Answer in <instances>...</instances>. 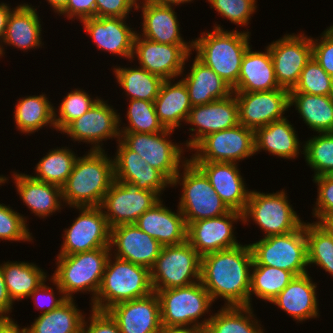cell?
Instances as JSON below:
<instances>
[{"label": "cell", "mask_w": 333, "mask_h": 333, "mask_svg": "<svg viewBox=\"0 0 333 333\" xmlns=\"http://www.w3.org/2000/svg\"><path fill=\"white\" fill-rule=\"evenodd\" d=\"M253 256L249 245L211 252L201 257L200 281L213 302L226 300L225 306H249Z\"/></svg>", "instance_id": "cell-1"}, {"label": "cell", "mask_w": 333, "mask_h": 333, "mask_svg": "<svg viewBox=\"0 0 333 333\" xmlns=\"http://www.w3.org/2000/svg\"><path fill=\"white\" fill-rule=\"evenodd\" d=\"M114 181L113 159L104 150H89L77 157L62 186V199L70 207H99Z\"/></svg>", "instance_id": "cell-2"}, {"label": "cell", "mask_w": 333, "mask_h": 333, "mask_svg": "<svg viewBox=\"0 0 333 333\" xmlns=\"http://www.w3.org/2000/svg\"><path fill=\"white\" fill-rule=\"evenodd\" d=\"M206 33L192 40V49L197 53L195 57L233 88L240 75L244 54L250 46L249 32H228L216 24L212 32Z\"/></svg>", "instance_id": "cell-3"}, {"label": "cell", "mask_w": 333, "mask_h": 333, "mask_svg": "<svg viewBox=\"0 0 333 333\" xmlns=\"http://www.w3.org/2000/svg\"><path fill=\"white\" fill-rule=\"evenodd\" d=\"M111 257L107 260L91 309L106 311L117 303L142 298L154 292L148 268L116 257H113L114 262Z\"/></svg>", "instance_id": "cell-4"}, {"label": "cell", "mask_w": 333, "mask_h": 333, "mask_svg": "<svg viewBox=\"0 0 333 333\" xmlns=\"http://www.w3.org/2000/svg\"><path fill=\"white\" fill-rule=\"evenodd\" d=\"M110 247L72 255L57 256V268L51 281L59 294L72 299L73 292H93L92 302L99 290L106 263L111 253ZM111 253V254H110Z\"/></svg>", "instance_id": "cell-5"}, {"label": "cell", "mask_w": 333, "mask_h": 333, "mask_svg": "<svg viewBox=\"0 0 333 333\" xmlns=\"http://www.w3.org/2000/svg\"><path fill=\"white\" fill-rule=\"evenodd\" d=\"M182 167H184L183 176L179 172L171 182V186L182 183V195L178 208L184 216L186 225L203 219L219 217L230 211L205 174L190 159H187ZM181 176L182 178H180ZM180 181L182 182L180 183Z\"/></svg>", "instance_id": "cell-6"}, {"label": "cell", "mask_w": 333, "mask_h": 333, "mask_svg": "<svg viewBox=\"0 0 333 333\" xmlns=\"http://www.w3.org/2000/svg\"><path fill=\"white\" fill-rule=\"evenodd\" d=\"M249 246L253 256L252 266L284 269L294 276L308 273L305 223L295 231L264 237Z\"/></svg>", "instance_id": "cell-7"}, {"label": "cell", "mask_w": 333, "mask_h": 333, "mask_svg": "<svg viewBox=\"0 0 333 333\" xmlns=\"http://www.w3.org/2000/svg\"><path fill=\"white\" fill-rule=\"evenodd\" d=\"M160 301L162 327L196 326L205 328L208 319L198 322L212 306V298L201 281L186 287L154 291Z\"/></svg>", "instance_id": "cell-8"}, {"label": "cell", "mask_w": 333, "mask_h": 333, "mask_svg": "<svg viewBox=\"0 0 333 333\" xmlns=\"http://www.w3.org/2000/svg\"><path fill=\"white\" fill-rule=\"evenodd\" d=\"M201 256L186 241L163 246L151 273L153 291L186 287L200 281Z\"/></svg>", "instance_id": "cell-9"}, {"label": "cell", "mask_w": 333, "mask_h": 333, "mask_svg": "<svg viewBox=\"0 0 333 333\" xmlns=\"http://www.w3.org/2000/svg\"><path fill=\"white\" fill-rule=\"evenodd\" d=\"M286 194L283 190L268 194L250 190L243 222L251 218L265 232V238L297 230L304 222L290 205Z\"/></svg>", "instance_id": "cell-10"}, {"label": "cell", "mask_w": 333, "mask_h": 333, "mask_svg": "<svg viewBox=\"0 0 333 333\" xmlns=\"http://www.w3.org/2000/svg\"><path fill=\"white\" fill-rule=\"evenodd\" d=\"M174 130L165 129L158 133L120 132V141L131 151L138 153L147 164L159 170L170 182L179 173L182 147L170 140Z\"/></svg>", "instance_id": "cell-11"}, {"label": "cell", "mask_w": 333, "mask_h": 333, "mask_svg": "<svg viewBox=\"0 0 333 333\" xmlns=\"http://www.w3.org/2000/svg\"><path fill=\"white\" fill-rule=\"evenodd\" d=\"M192 149V162H233L255 154L254 130L241 124L202 138Z\"/></svg>", "instance_id": "cell-12"}, {"label": "cell", "mask_w": 333, "mask_h": 333, "mask_svg": "<svg viewBox=\"0 0 333 333\" xmlns=\"http://www.w3.org/2000/svg\"><path fill=\"white\" fill-rule=\"evenodd\" d=\"M159 197L157 192L141 190L136 184L114 180L100 207L104 209L112 229L119 225L135 224L145 211L161 200Z\"/></svg>", "instance_id": "cell-13"}, {"label": "cell", "mask_w": 333, "mask_h": 333, "mask_svg": "<svg viewBox=\"0 0 333 333\" xmlns=\"http://www.w3.org/2000/svg\"><path fill=\"white\" fill-rule=\"evenodd\" d=\"M80 215L73 220L72 226L65 229L64 239L58 256L72 255L109 247L110 227L99 207H77Z\"/></svg>", "instance_id": "cell-14"}, {"label": "cell", "mask_w": 333, "mask_h": 333, "mask_svg": "<svg viewBox=\"0 0 333 333\" xmlns=\"http://www.w3.org/2000/svg\"><path fill=\"white\" fill-rule=\"evenodd\" d=\"M192 45H171L156 43L139 36L134 38L133 58L136 55L139 67L158 75L163 80L182 76L185 61L192 51Z\"/></svg>", "instance_id": "cell-15"}, {"label": "cell", "mask_w": 333, "mask_h": 333, "mask_svg": "<svg viewBox=\"0 0 333 333\" xmlns=\"http://www.w3.org/2000/svg\"><path fill=\"white\" fill-rule=\"evenodd\" d=\"M268 49L277 83L290 91L297 84L306 63L312 58L311 38L304 36V33L286 34L268 45Z\"/></svg>", "instance_id": "cell-16"}, {"label": "cell", "mask_w": 333, "mask_h": 333, "mask_svg": "<svg viewBox=\"0 0 333 333\" xmlns=\"http://www.w3.org/2000/svg\"><path fill=\"white\" fill-rule=\"evenodd\" d=\"M238 103L239 124L256 130L285 118L289 108V90L233 92Z\"/></svg>", "instance_id": "cell-17"}, {"label": "cell", "mask_w": 333, "mask_h": 333, "mask_svg": "<svg viewBox=\"0 0 333 333\" xmlns=\"http://www.w3.org/2000/svg\"><path fill=\"white\" fill-rule=\"evenodd\" d=\"M120 116L105 101L99 99L85 114L72 121L61 133L75 141L93 145L90 150H103L100 141L110 138L120 140ZM120 121V122H119Z\"/></svg>", "instance_id": "cell-18"}, {"label": "cell", "mask_w": 333, "mask_h": 333, "mask_svg": "<svg viewBox=\"0 0 333 333\" xmlns=\"http://www.w3.org/2000/svg\"><path fill=\"white\" fill-rule=\"evenodd\" d=\"M243 221V213L230 210L219 217L191 222L187 225V242L202 257L211 252L240 245L235 239L233 222Z\"/></svg>", "instance_id": "cell-19"}, {"label": "cell", "mask_w": 333, "mask_h": 333, "mask_svg": "<svg viewBox=\"0 0 333 333\" xmlns=\"http://www.w3.org/2000/svg\"><path fill=\"white\" fill-rule=\"evenodd\" d=\"M120 333H161L160 301L156 292L117 303L106 310Z\"/></svg>", "instance_id": "cell-20"}, {"label": "cell", "mask_w": 333, "mask_h": 333, "mask_svg": "<svg viewBox=\"0 0 333 333\" xmlns=\"http://www.w3.org/2000/svg\"><path fill=\"white\" fill-rule=\"evenodd\" d=\"M186 122L195 126L189 130L196 132V134L191 135L192 138L189 141H186V146L190 150L206 135L235 127L239 124L238 103L235 94L208 104L193 106Z\"/></svg>", "instance_id": "cell-21"}, {"label": "cell", "mask_w": 333, "mask_h": 333, "mask_svg": "<svg viewBox=\"0 0 333 333\" xmlns=\"http://www.w3.org/2000/svg\"><path fill=\"white\" fill-rule=\"evenodd\" d=\"M116 247L114 257L152 269L162 245L135 224H124L110 229V249Z\"/></svg>", "instance_id": "cell-22"}, {"label": "cell", "mask_w": 333, "mask_h": 333, "mask_svg": "<svg viewBox=\"0 0 333 333\" xmlns=\"http://www.w3.org/2000/svg\"><path fill=\"white\" fill-rule=\"evenodd\" d=\"M208 178L211 186L230 210L243 213L249 193L237 163L193 162Z\"/></svg>", "instance_id": "cell-23"}, {"label": "cell", "mask_w": 333, "mask_h": 333, "mask_svg": "<svg viewBox=\"0 0 333 333\" xmlns=\"http://www.w3.org/2000/svg\"><path fill=\"white\" fill-rule=\"evenodd\" d=\"M116 157L113 159L114 180L136 184L141 190L161 195L171 182L156 168L150 166L136 152L129 150L118 140Z\"/></svg>", "instance_id": "cell-24"}, {"label": "cell", "mask_w": 333, "mask_h": 333, "mask_svg": "<svg viewBox=\"0 0 333 333\" xmlns=\"http://www.w3.org/2000/svg\"><path fill=\"white\" fill-rule=\"evenodd\" d=\"M126 18L92 17L80 21L86 33L94 39L98 49L133 59V47L136 31L126 25Z\"/></svg>", "instance_id": "cell-25"}, {"label": "cell", "mask_w": 333, "mask_h": 333, "mask_svg": "<svg viewBox=\"0 0 333 333\" xmlns=\"http://www.w3.org/2000/svg\"><path fill=\"white\" fill-rule=\"evenodd\" d=\"M159 201L145 211L135 225L162 246L180 245L187 241V225L179 208L172 212Z\"/></svg>", "instance_id": "cell-26"}, {"label": "cell", "mask_w": 333, "mask_h": 333, "mask_svg": "<svg viewBox=\"0 0 333 333\" xmlns=\"http://www.w3.org/2000/svg\"><path fill=\"white\" fill-rule=\"evenodd\" d=\"M308 274L295 276L271 301L298 322L319 316L317 286Z\"/></svg>", "instance_id": "cell-27"}, {"label": "cell", "mask_w": 333, "mask_h": 333, "mask_svg": "<svg viewBox=\"0 0 333 333\" xmlns=\"http://www.w3.org/2000/svg\"><path fill=\"white\" fill-rule=\"evenodd\" d=\"M142 6L138 3L136 10L142 8V29L140 36L162 44L192 45V41L185 42L180 35L179 22L172 6L155 5L145 0Z\"/></svg>", "instance_id": "cell-28"}, {"label": "cell", "mask_w": 333, "mask_h": 333, "mask_svg": "<svg viewBox=\"0 0 333 333\" xmlns=\"http://www.w3.org/2000/svg\"><path fill=\"white\" fill-rule=\"evenodd\" d=\"M265 52L251 51L244 54L240 75L233 92H260L280 89L275 77L272 57L268 47Z\"/></svg>", "instance_id": "cell-29"}, {"label": "cell", "mask_w": 333, "mask_h": 333, "mask_svg": "<svg viewBox=\"0 0 333 333\" xmlns=\"http://www.w3.org/2000/svg\"><path fill=\"white\" fill-rule=\"evenodd\" d=\"M13 178L20 198L35 215L45 218L63 206L62 187L42 182L25 173L15 172Z\"/></svg>", "instance_id": "cell-30"}, {"label": "cell", "mask_w": 333, "mask_h": 333, "mask_svg": "<svg viewBox=\"0 0 333 333\" xmlns=\"http://www.w3.org/2000/svg\"><path fill=\"white\" fill-rule=\"evenodd\" d=\"M182 81L187 88L192 107L221 100L233 94L232 87L196 57L190 73Z\"/></svg>", "instance_id": "cell-31"}, {"label": "cell", "mask_w": 333, "mask_h": 333, "mask_svg": "<svg viewBox=\"0 0 333 333\" xmlns=\"http://www.w3.org/2000/svg\"><path fill=\"white\" fill-rule=\"evenodd\" d=\"M154 107L158 120L165 129L174 130L181 125V121L186 122L192 105L184 82L180 79L173 84L171 79L164 80Z\"/></svg>", "instance_id": "cell-32"}, {"label": "cell", "mask_w": 333, "mask_h": 333, "mask_svg": "<svg viewBox=\"0 0 333 333\" xmlns=\"http://www.w3.org/2000/svg\"><path fill=\"white\" fill-rule=\"evenodd\" d=\"M36 8L28 4H21L13 8L8 21L6 32L3 38L4 44L28 50L40 47L41 22Z\"/></svg>", "instance_id": "cell-33"}, {"label": "cell", "mask_w": 333, "mask_h": 333, "mask_svg": "<svg viewBox=\"0 0 333 333\" xmlns=\"http://www.w3.org/2000/svg\"><path fill=\"white\" fill-rule=\"evenodd\" d=\"M255 153L266 150L271 155L292 159L298 156L300 141L287 118L273 121L254 131Z\"/></svg>", "instance_id": "cell-34"}, {"label": "cell", "mask_w": 333, "mask_h": 333, "mask_svg": "<svg viewBox=\"0 0 333 333\" xmlns=\"http://www.w3.org/2000/svg\"><path fill=\"white\" fill-rule=\"evenodd\" d=\"M295 106L305 124L317 133L333 132V96L289 92V107Z\"/></svg>", "instance_id": "cell-35"}, {"label": "cell", "mask_w": 333, "mask_h": 333, "mask_svg": "<svg viewBox=\"0 0 333 333\" xmlns=\"http://www.w3.org/2000/svg\"><path fill=\"white\" fill-rule=\"evenodd\" d=\"M55 109L43 93L19 99L14 111L16 128L26 134L38 132L48 124L55 128Z\"/></svg>", "instance_id": "cell-36"}, {"label": "cell", "mask_w": 333, "mask_h": 333, "mask_svg": "<svg viewBox=\"0 0 333 333\" xmlns=\"http://www.w3.org/2000/svg\"><path fill=\"white\" fill-rule=\"evenodd\" d=\"M84 318L73 298H67L58 308L39 315L27 330L28 333H82Z\"/></svg>", "instance_id": "cell-37"}, {"label": "cell", "mask_w": 333, "mask_h": 333, "mask_svg": "<svg viewBox=\"0 0 333 333\" xmlns=\"http://www.w3.org/2000/svg\"><path fill=\"white\" fill-rule=\"evenodd\" d=\"M1 269L5 286L13 302L28 298L47 277V273L34 263L6 262L1 264Z\"/></svg>", "instance_id": "cell-38"}, {"label": "cell", "mask_w": 333, "mask_h": 333, "mask_svg": "<svg viewBox=\"0 0 333 333\" xmlns=\"http://www.w3.org/2000/svg\"><path fill=\"white\" fill-rule=\"evenodd\" d=\"M251 307L224 305L220 311L211 315L206 333H264Z\"/></svg>", "instance_id": "cell-39"}, {"label": "cell", "mask_w": 333, "mask_h": 333, "mask_svg": "<svg viewBox=\"0 0 333 333\" xmlns=\"http://www.w3.org/2000/svg\"><path fill=\"white\" fill-rule=\"evenodd\" d=\"M118 84L131 99H141L154 102L158 96L162 82L158 75L137 68H114Z\"/></svg>", "instance_id": "cell-40"}, {"label": "cell", "mask_w": 333, "mask_h": 333, "mask_svg": "<svg viewBox=\"0 0 333 333\" xmlns=\"http://www.w3.org/2000/svg\"><path fill=\"white\" fill-rule=\"evenodd\" d=\"M308 265L315 264L333 276V229L328 223H306Z\"/></svg>", "instance_id": "cell-41"}, {"label": "cell", "mask_w": 333, "mask_h": 333, "mask_svg": "<svg viewBox=\"0 0 333 333\" xmlns=\"http://www.w3.org/2000/svg\"><path fill=\"white\" fill-rule=\"evenodd\" d=\"M251 272L249 306L252 294L271 302L295 277L287 270L269 266H252Z\"/></svg>", "instance_id": "cell-42"}, {"label": "cell", "mask_w": 333, "mask_h": 333, "mask_svg": "<svg viewBox=\"0 0 333 333\" xmlns=\"http://www.w3.org/2000/svg\"><path fill=\"white\" fill-rule=\"evenodd\" d=\"M76 159L74 152L67 147H57L40 159L35 167L37 175L32 177L62 187L71 174Z\"/></svg>", "instance_id": "cell-43"}, {"label": "cell", "mask_w": 333, "mask_h": 333, "mask_svg": "<svg viewBox=\"0 0 333 333\" xmlns=\"http://www.w3.org/2000/svg\"><path fill=\"white\" fill-rule=\"evenodd\" d=\"M303 154L307 164L314 169V177L333 173V132L320 133L306 141Z\"/></svg>", "instance_id": "cell-44"}, {"label": "cell", "mask_w": 333, "mask_h": 333, "mask_svg": "<svg viewBox=\"0 0 333 333\" xmlns=\"http://www.w3.org/2000/svg\"><path fill=\"white\" fill-rule=\"evenodd\" d=\"M127 120L129 126L123 127L120 132L158 133L165 130L158 120L154 102L141 99L129 100Z\"/></svg>", "instance_id": "cell-45"}, {"label": "cell", "mask_w": 333, "mask_h": 333, "mask_svg": "<svg viewBox=\"0 0 333 333\" xmlns=\"http://www.w3.org/2000/svg\"><path fill=\"white\" fill-rule=\"evenodd\" d=\"M88 93L76 89L64 97L59 107V116L54 112L55 129L62 132L72 121L85 114L97 101ZM58 117V118H57Z\"/></svg>", "instance_id": "cell-46"}, {"label": "cell", "mask_w": 333, "mask_h": 333, "mask_svg": "<svg viewBox=\"0 0 333 333\" xmlns=\"http://www.w3.org/2000/svg\"><path fill=\"white\" fill-rule=\"evenodd\" d=\"M289 92L322 96L331 95V76L312 57L301 71L297 84Z\"/></svg>", "instance_id": "cell-47"}, {"label": "cell", "mask_w": 333, "mask_h": 333, "mask_svg": "<svg viewBox=\"0 0 333 333\" xmlns=\"http://www.w3.org/2000/svg\"><path fill=\"white\" fill-rule=\"evenodd\" d=\"M24 218L9 205L0 204V239L8 241L33 240Z\"/></svg>", "instance_id": "cell-48"}, {"label": "cell", "mask_w": 333, "mask_h": 333, "mask_svg": "<svg viewBox=\"0 0 333 333\" xmlns=\"http://www.w3.org/2000/svg\"><path fill=\"white\" fill-rule=\"evenodd\" d=\"M211 8L234 24L248 25L250 16L256 10V0H208Z\"/></svg>", "instance_id": "cell-49"}, {"label": "cell", "mask_w": 333, "mask_h": 333, "mask_svg": "<svg viewBox=\"0 0 333 333\" xmlns=\"http://www.w3.org/2000/svg\"><path fill=\"white\" fill-rule=\"evenodd\" d=\"M313 181L318 185V196L312 214L318 218L317 223H328L333 219V176H316Z\"/></svg>", "instance_id": "cell-50"}, {"label": "cell", "mask_w": 333, "mask_h": 333, "mask_svg": "<svg viewBox=\"0 0 333 333\" xmlns=\"http://www.w3.org/2000/svg\"><path fill=\"white\" fill-rule=\"evenodd\" d=\"M320 40L311 38L312 57L328 73L333 75V27L326 29Z\"/></svg>", "instance_id": "cell-51"}, {"label": "cell", "mask_w": 333, "mask_h": 333, "mask_svg": "<svg viewBox=\"0 0 333 333\" xmlns=\"http://www.w3.org/2000/svg\"><path fill=\"white\" fill-rule=\"evenodd\" d=\"M137 3L138 0H96V17L127 18Z\"/></svg>", "instance_id": "cell-52"}, {"label": "cell", "mask_w": 333, "mask_h": 333, "mask_svg": "<svg viewBox=\"0 0 333 333\" xmlns=\"http://www.w3.org/2000/svg\"><path fill=\"white\" fill-rule=\"evenodd\" d=\"M91 315L89 326L84 318L82 333H120L117 323L107 311L92 309Z\"/></svg>", "instance_id": "cell-53"}, {"label": "cell", "mask_w": 333, "mask_h": 333, "mask_svg": "<svg viewBox=\"0 0 333 333\" xmlns=\"http://www.w3.org/2000/svg\"><path fill=\"white\" fill-rule=\"evenodd\" d=\"M46 280L40 284L30 295L29 297H32L35 301L36 306L38 309L44 310L43 313H48L50 311H53L54 309L58 308L62 303H64L67 300V297L62 294L60 298L56 299V295H54L53 288L46 286L45 284ZM44 298V302L39 300ZM45 299L47 302L45 303Z\"/></svg>", "instance_id": "cell-54"}, {"label": "cell", "mask_w": 333, "mask_h": 333, "mask_svg": "<svg viewBox=\"0 0 333 333\" xmlns=\"http://www.w3.org/2000/svg\"><path fill=\"white\" fill-rule=\"evenodd\" d=\"M61 14L68 19L79 18L81 21L96 17V0H68Z\"/></svg>", "instance_id": "cell-55"}, {"label": "cell", "mask_w": 333, "mask_h": 333, "mask_svg": "<svg viewBox=\"0 0 333 333\" xmlns=\"http://www.w3.org/2000/svg\"><path fill=\"white\" fill-rule=\"evenodd\" d=\"M13 301L11 300L0 265V317H9L6 314L12 312Z\"/></svg>", "instance_id": "cell-56"}, {"label": "cell", "mask_w": 333, "mask_h": 333, "mask_svg": "<svg viewBox=\"0 0 333 333\" xmlns=\"http://www.w3.org/2000/svg\"><path fill=\"white\" fill-rule=\"evenodd\" d=\"M12 9H10V7L5 4V3H0V42H2L5 32H6V27H7V21H8V17L11 13ZM0 43V44H1ZM4 50H3V45H0V56H3Z\"/></svg>", "instance_id": "cell-57"}, {"label": "cell", "mask_w": 333, "mask_h": 333, "mask_svg": "<svg viewBox=\"0 0 333 333\" xmlns=\"http://www.w3.org/2000/svg\"><path fill=\"white\" fill-rule=\"evenodd\" d=\"M0 333H28L27 327L21 328L10 317H0Z\"/></svg>", "instance_id": "cell-58"}, {"label": "cell", "mask_w": 333, "mask_h": 333, "mask_svg": "<svg viewBox=\"0 0 333 333\" xmlns=\"http://www.w3.org/2000/svg\"><path fill=\"white\" fill-rule=\"evenodd\" d=\"M161 333H206V329L196 326L162 327Z\"/></svg>", "instance_id": "cell-59"}, {"label": "cell", "mask_w": 333, "mask_h": 333, "mask_svg": "<svg viewBox=\"0 0 333 333\" xmlns=\"http://www.w3.org/2000/svg\"><path fill=\"white\" fill-rule=\"evenodd\" d=\"M146 2L155 4V5H163V6H174V5H179L181 3H188L193 0H145Z\"/></svg>", "instance_id": "cell-60"}, {"label": "cell", "mask_w": 333, "mask_h": 333, "mask_svg": "<svg viewBox=\"0 0 333 333\" xmlns=\"http://www.w3.org/2000/svg\"><path fill=\"white\" fill-rule=\"evenodd\" d=\"M47 2L50 3L53 10H56L55 12H58L57 14H59L65 9L68 0H47Z\"/></svg>", "instance_id": "cell-61"}, {"label": "cell", "mask_w": 333, "mask_h": 333, "mask_svg": "<svg viewBox=\"0 0 333 333\" xmlns=\"http://www.w3.org/2000/svg\"><path fill=\"white\" fill-rule=\"evenodd\" d=\"M7 180H8V179L5 178V176L3 177V176L0 175V185H1L2 183L4 184L5 182H7Z\"/></svg>", "instance_id": "cell-62"}, {"label": "cell", "mask_w": 333, "mask_h": 333, "mask_svg": "<svg viewBox=\"0 0 333 333\" xmlns=\"http://www.w3.org/2000/svg\"><path fill=\"white\" fill-rule=\"evenodd\" d=\"M331 84H332V96H333V75L331 76Z\"/></svg>", "instance_id": "cell-63"}, {"label": "cell", "mask_w": 333, "mask_h": 333, "mask_svg": "<svg viewBox=\"0 0 333 333\" xmlns=\"http://www.w3.org/2000/svg\"><path fill=\"white\" fill-rule=\"evenodd\" d=\"M328 224H329L330 227L333 229V219H332L331 221H329Z\"/></svg>", "instance_id": "cell-64"}]
</instances>
